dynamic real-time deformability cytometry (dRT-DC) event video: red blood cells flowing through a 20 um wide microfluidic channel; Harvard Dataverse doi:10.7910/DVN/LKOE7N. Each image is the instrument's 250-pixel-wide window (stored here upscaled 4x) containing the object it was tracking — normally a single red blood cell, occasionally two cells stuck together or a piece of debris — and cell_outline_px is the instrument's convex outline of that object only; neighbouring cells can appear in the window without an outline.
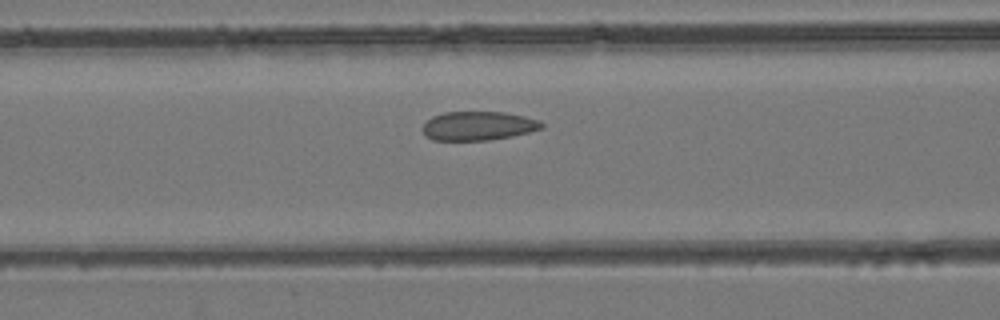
{"species": "common noctule bat (a hibernating species)", "species_latin": "Nyctalus noctula", "temperature_condition": "room temperature", "stored_images_in_passage": 31, "camera_frame_rate_fps": 3000, "um_per_image_px": 0.085, "animal": {"sex": "female", "body_mass_g": 24.6, "forearm_length_mm": 56.2}, "frame": {"image": 1, "passage_image": 11, "time_ms": 3.333, "image_size_px": [1000, 320], "cell_outline_px": [[544, 128], [512, 136], [488, 140], [432, 140], [424, 132], [424, 124], [432, 116], [444, 112], [504, 112], [524, 116], [540, 120], [544, 124]], "centroid_in_image_um": [40.69, 10.69], "position_along_channel_um": 125.9, "area_um2": 19.94}}
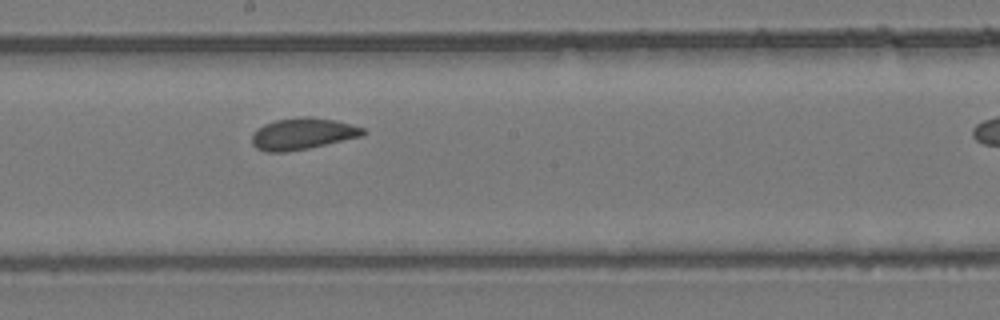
{"frame": {"image": 2, "passage_image": 18, "time_ms": 5.667, "image_size_px": [1000, 320], "cell_outline_px": [[368, 132], [364, 136], [308, 148], [284, 152], [268, 152], [256, 148], [252, 144], [252, 132], [264, 124], [276, 120], [296, 116], [312, 116], [336, 120], [364, 128]], "centroid_in_image_um": [25.74, 11.35], "position_along_channel_um": 222.5, "area_um2": 20.69}}
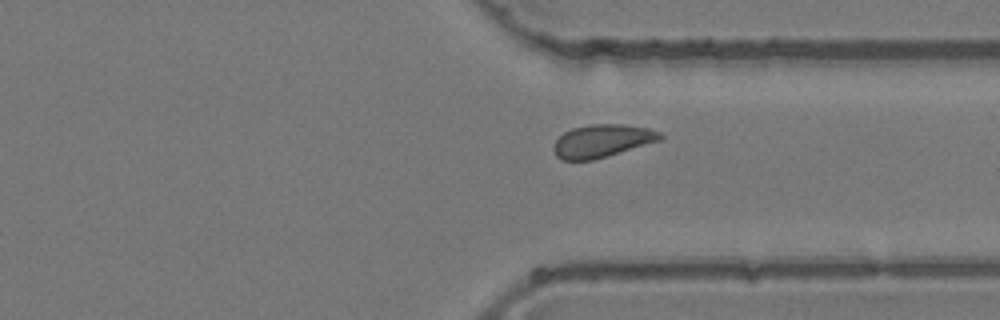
{"frame": {"image": 3, "passage_image": 28, "time_ms": 9.0, "image_size_px": [1000, 320], "cell_outline_px": [[664, 136], [660, 140], [592, 160], [560, 160], [556, 156], [552, 148], [556, 140], [564, 132], [572, 128], [588, 124], [624, 124], [648, 128], [660, 132]], "centroid_in_image_um": [51.14, 11.96], "position_along_channel_um": 360.3, "area_um2": 20.29}}